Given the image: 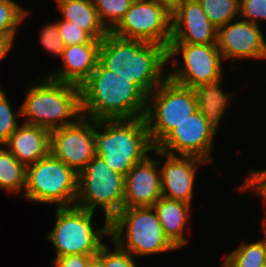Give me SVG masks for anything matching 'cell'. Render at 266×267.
I'll return each instance as SVG.
<instances>
[{"label":"cell","mask_w":266,"mask_h":267,"mask_svg":"<svg viewBox=\"0 0 266 267\" xmlns=\"http://www.w3.org/2000/svg\"><path fill=\"white\" fill-rule=\"evenodd\" d=\"M96 255H83V254H73L66 255L58 258H53L51 263L56 267H87V264Z\"/></svg>","instance_id":"836d02e7"},{"label":"cell","mask_w":266,"mask_h":267,"mask_svg":"<svg viewBox=\"0 0 266 267\" xmlns=\"http://www.w3.org/2000/svg\"><path fill=\"white\" fill-rule=\"evenodd\" d=\"M261 226H265V227H266V215H265L264 218H263V223H262Z\"/></svg>","instance_id":"74e56055"},{"label":"cell","mask_w":266,"mask_h":267,"mask_svg":"<svg viewBox=\"0 0 266 267\" xmlns=\"http://www.w3.org/2000/svg\"><path fill=\"white\" fill-rule=\"evenodd\" d=\"M222 79L224 77L193 88L197 99L198 111L205 116L209 127L215 134L218 133L221 120L223 121L224 114L227 113L229 104L234 99V93H225L221 84Z\"/></svg>","instance_id":"44dd1931"},{"label":"cell","mask_w":266,"mask_h":267,"mask_svg":"<svg viewBox=\"0 0 266 267\" xmlns=\"http://www.w3.org/2000/svg\"><path fill=\"white\" fill-rule=\"evenodd\" d=\"M6 92L0 86V145L2 146L21 124L20 107L14 112ZM18 116V117H17Z\"/></svg>","instance_id":"83f0119b"},{"label":"cell","mask_w":266,"mask_h":267,"mask_svg":"<svg viewBox=\"0 0 266 267\" xmlns=\"http://www.w3.org/2000/svg\"><path fill=\"white\" fill-rule=\"evenodd\" d=\"M80 99L81 114L95 121L142 118L147 109V96L99 61L80 86Z\"/></svg>","instance_id":"7a4b0ae2"},{"label":"cell","mask_w":266,"mask_h":267,"mask_svg":"<svg viewBox=\"0 0 266 267\" xmlns=\"http://www.w3.org/2000/svg\"><path fill=\"white\" fill-rule=\"evenodd\" d=\"M14 40L8 35L0 34V60L5 59L14 47Z\"/></svg>","instance_id":"e575fe53"},{"label":"cell","mask_w":266,"mask_h":267,"mask_svg":"<svg viewBox=\"0 0 266 267\" xmlns=\"http://www.w3.org/2000/svg\"><path fill=\"white\" fill-rule=\"evenodd\" d=\"M77 182L78 174L49 153L26 167L21 196L34 203L54 204L55 208L74 206Z\"/></svg>","instance_id":"52a82bcc"},{"label":"cell","mask_w":266,"mask_h":267,"mask_svg":"<svg viewBox=\"0 0 266 267\" xmlns=\"http://www.w3.org/2000/svg\"><path fill=\"white\" fill-rule=\"evenodd\" d=\"M106 69L135 84L146 96L166 78L167 49L143 40L124 39L109 32L101 39L99 60Z\"/></svg>","instance_id":"6da1fadb"},{"label":"cell","mask_w":266,"mask_h":267,"mask_svg":"<svg viewBox=\"0 0 266 267\" xmlns=\"http://www.w3.org/2000/svg\"><path fill=\"white\" fill-rule=\"evenodd\" d=\"M30 11L14 0H0V34L8 35L15 41L20 25Z\"/></svg>","instance_id":"484cf974"},{"label":"cell","mask_w":266,"mask_h":267,"mask_svg":"<svg viewBox=\"0 0 266 267\" xmlns=\"http://www.w3.org/2000/svg\"><path fill=\"white\" fill-rule=\"evenodd\" d=\"M197 110L194 89L167 77L147 96L144 119L152 145L155 147L173 128Z\"/></svg>","instance_id":"ba28073f"},{"label":"cell","mask_w":266,"mask_h":267,"mask_svg":"<svg viewBox=\"0 0 266 267\" xmlns=\"http://www.w3.org/2000/svg\"><path fill=\"white\" fill-rule=\"evenodd\" d=\"M159 157L162 196L192 204L198 167L208 162L198 157L171 155L160 150Z\"/></svg>","instance_id":"9a60e30c"},{"label":"cell","mask_w":266,"mask_h":267,"mask_svg":"<svg viewBox=\"0 0 266 267\" xmlns=\"http://www.w3.org/2000/svg\"><path fill=\"white\" fill-rule=\"evenodd\" d=\"M263 237L249 242L243 240L234 250L225 254L221 267H262L266 265V227ZM248 241V242H247Z\"/></svg>","instance_id":"603a6c76"},{"label":"cell","mask_w":266,"mask_h":267,"mask_svg":"<svg viewBox=\"0 0 266 267\" xmlns=\"http://www.w3.org/2000/svg\"><path fill=\"white\" fill-rule=\"evenodd\" d=\"M124 182L125 176L95 155L78 173L75 206L93 212L101 208L110 222L123 208Z\"/></svg>","instance_id":"9c48e42d"},{"label":"cell","mask_w":266,"mask_h":267,"mask_svg":"<svg viewBox=\"0 0 266 267\" xmlns=\"http://www.w3.org/2000/svg\"><path fill=\"white\" fill-rule=\"evenodd\" d=\"M50 153L77 174L96 155L94 120L79 117L73 124L50 132Z\"/></svg>","instance_id":"4fadbf2b"},{"label":"cell","mask_w":266,"mask_h":267,"mask_svg":"<svg viewBox=\"0 0 266 267\" xmlns=\"http://www.w3.org/2000/svg\"><path fill=\"white\" fill-rule=\"evenodd\" d=\"M197 2L217 29L239 18L240 0H197Z\"/></svg>","instance_id":"d4e9b609"},{"label":"cell","mask_w":266,"mask_h":267,"mask_svg":"<svg viewBox=\"0 0 266 267\" xmlns=\"http://www.w3.org/2000/svg\"><path fill=\"white\" fill-rule=\"evenodd\" d=\"M239 18L255 25L266 22V0H240Z\"/></svg>","instance_id":"1f68e13d"},{"label":"cell","mask_w":266,"mask_h":267,"mask_svg":"<svg viewBox=\"0 0 266 267\" xmlns=\"http://www.w3.org/2000/svg\"><path fill=\"white\" fill-rule=\"evenodd\" d=\"M191 206L189 203L168 199L163 196L153 205L165 236L178 250L185 247V245L187 246L189 242L185 236V233H187L185 231L187 228L189 233V226H191L189 223L191 222Z\"/></svg>","instance_id":"ffe728a7"},{"label":"cell","mask_w":266,"mask_h":267,"mask_svg":"<svg viewBox=\"0 0 266 267\" xmlns=\"http://www.w3.org/2000/svg\"><path fill=\"white\" fill-rule=\"evenodd\" d=\"M55 210L54 228L45 235L55 248L54 258L73 254L96 255L104 244L102 239L109 236V221L103 220L101 228H95L93 217L96 212L75 205L56 207Z\"/></svg>","instance_id":"8992f818"},{"label":"cell","mask_w":266,"mask_h":267,"mask_svg":"<svg viewBox=\"0 0 266 267\" xmlns=\"http://www.w3.org/2000/svg\"><path fill=\"white\" fill-rule=\"evenodd\" d=\"M178 56L182 63L176 60ZM172 59L175 61L172 62ZM224 62L217 44L170 43L167 64L172 63V69L167 71V77L180 85L194 88L223 77Z\"/></svg>","instance_id":"30bf717a"},{"label":"cell","mask_w":266,"mask_h":267,"mask_svg":"<svg viewBox=\"0 0 266 267\" xmlns=\"http://www.w3.org/2000/svg\"><path fill=\"white\" fill-rule=\"evenodd\" d=\"M136 163L126 174L124 182L123 208L153 207L162 196L161 172L159 169V150Z\"/></svg>","instance_id":"2e32d148"},{"label":"cell","mask_w":266,"mask_h":267,"mask_svg":"<svg viewBox=\"0 0 266 267\" xmlns=\"http://www.w3.org/2000/svg\"><path fill=\"white\" fill-rule=\"evenodd\" d=\"M110 32L117 37L143 40L167 49L172 38L171 14L154 0L133 1Z\"/></svg>","instance_id":"8fae6325"},{"label":"cell","mask_w":266,"mask_h":267,"mask_svg":"<svg viewBox=\"0 0 266 267\" xmlns=\"http://www.w3.org/2000/svg\"><path fill=\"white\" fill-rule=\"evenodd\" d=\"M59 35L64 46L84 43H101L94 39L87 31L65 20H57Z\"/></svg>","instance_id":"f546056e"},{"label":"cell","mask_w":266,"mask_h":267,"mask_svg":"<svg viewBox=\"0 0 266 267\" xmlns=\"http://www.w3.org/2000/svg\"><path fill=\"white\" fill-rule=\"evenodd\" d=\"M112 247L103 244L96 257L102 262V267H138L130 253L121 249L114 241L109 240Z\"/></svg>","instance_id":"f1b7e54d"},{"label":"cell","mask_w":266,"mask_h":267,"mask_svg":"<svg viewBox=\"0 0 266 267\" xmlns=\"http://www.w3.org/2000/svg\"><path fill=\"white\" fill-rule=\"evenodd\" d=\"M99 17L111 31L124 17L133 0H92Z\"/></svg>","instance_id":"4316f807"},{"label":"cell","mask_w":266,"mask_h":267,"mask_svg":"<svg viewBox=\"0 0 266 267\" xmlns=\"http://www.w3.org/2000/svg\"><path fill=\"white\" fill-rule=\"evenodd\" d=\"M61 20L74 23L94 39L101 40L110 31L101 21L92 0H54Z\"/></svg>","instance_id":"7402d4cb"},{"label":"cell","mask_w":266,"mask_h":267,"mask_svg":"<svg viewBox=\"0 0 266 267\" xmlns=\"http://www.w3.org/2000/svg\"><path fill=\"white\" fill-rule=\"evenodd\" d=\"M87 267H102V262L95 256L88 264Z\"/></svg>","instance_id":"8d00e7d4"},{"label":"cell","mask_w":266,"mask_h":267,"mask_svg":"<svg viewBox=\"0 0 266 267\" xmlns=\"http://www.w3.org/2000/svg\"><path fill=\"white\" fill-rule=\"evenodd\" d=\"M26 167L4 146L0 148V190L19 194L25 188Z\"/></svg>","instance_id":"cb8c5ba5"},{"label":"cell","mask_w":266,"mask_h":267,"mask_svg":"<svg viewBox=\"0 0 266 267\" xmlns=\"http://www.w3.org/2000/svg\"><path fill=\"white\" fill-rule=\"evenodd\" d=\"M172 14L185 0H154Z\"/></svg>","instance_id":"d590c367"},{"label":"cell","mask_w":266,"mask_h":267,"mask_svg":"<svg viewBox=\"0 0 266 267\" xmlns=\"http://www.w3.org/2000/svg\"><path fill=\"white\" fill-rule=\"evenodd\" d=\"M100 43H84L65 46L59 70L46 74L53 80L81 86L96 68Z\"/></svg>","instance_id":"ac0fdd59"},{"label":"cell","mask_w":266,"mask_h":267,"mask_svg":"<svg viewBox=\"0 0 266 267\" xmlns=\"http://www.w3.org/2000/svg\"><path fill=\"white\" fill-rule=\"evenodd\" d=\"M50 130L22 123L2 145L25 167L50 153Z\"/></svg>","instance_id":"d6986e66"},{"label":"cell","mask_w":266,"mask_h":267,"mask_svg":"<svg viewBox=\"0 0 266 267\" xmlns=\"http://www.w3.org/2000/svg\"><path fill=\"white\" fill-rule=\"evenodd\" d=\"M109 236L133 257L177 250L165 236L153 207L122 208L109 222Z\"/></svg>","instance_id":"5b68a950"},{"label":"cell","mask_w":266,"mask_h":267,"mask_svg":"<svg viewBox=\"0 0 266 267\" xmlns=\"http://www.w3.org/2000/svg\"><path fill=\"white\" fill-rule=\"evenodd\" d=\"M40 44L44 47V50L50 55L60 58L62 57L64 44L62 42L61 36L59 35L57 22L47 23L41 27L38 33Z\"/></svg>","instance_id":"4dcf8cb0"},{"label":"cell","mask_w":266,"mask_h":267,"mask_svg":"<svg viewBox=\"0 0 266 267\" xmlns=\"http://www.w3.org/2000/svg\"><path fill=\"white\" fill-rule=\"evenodd\" d=\"M249 174L245 177V181L241 183V185L236 187V191H240V193H245L247 190L253 191L254 195L256 193L257 197L264 199V204L266 206V168L261 170H249Z\"/></svg>","instance_id":"d6a6232c"},{"label":"cell","mask_w":266,"mask_h":267,"mask_svg":"<svg viewBox=\"0 0 266 267\" xmlns=\"http://www.w3.org/2000/svg\"><path fill=\"white\" fill-rule=\"evenodd\" d=\"M32 80L20 105L23 123L53 130L73 124L81 114L80 87L47 75Z\"/></svg>","instance_id":"3957f363"},{"label":"cell","mask_w":266,"mask_h":267,"mask_svg":"<svg viewBox=\"0 0 266 267\" xmlns=\"http://www.w3.org/2000/svg\"><path fill=\"white\" fill-rule=\"evenodd\" d=\"M260 25L237 18L217 29V47L225 63L229 60H266V38Z\"/></svg>","instance_id":"5bb4252c"},{"label":"cell","mask_w":266,"mask_h":267,"mask_svg":"<svg viewBox=\"0 0 266 267\" xmlns=\"http://www.w3.org/2000/svg\"><path fill=\"white\" fill-rule=\"evenodd\" d=\"M96 155L123 176L154 149L144 117L94 120Z\"/></svg>","instance_id":"277c9868"},{"label":"cell","mask_w":266,"mask_h":267,"mask_svg":"<svg viewBox=\"0 0 266 267\" xmlns=\"http://www.w3.org/2000/svg\"><path fill=\"white\" fill-rule=\"evenodd\" d=\"M170 43L217 44V28L197 0H185L172 14Z\"/></svg>","instance_id":"e0dca14e"},{"label":"cell","mask_w":266,"mask_h":267,"mask_svg":"<svg viewBox=\"0 0 266 267\" xmlns=\"http://www.w3.org/2000/svg\"><path fill=\"white\" fill-rule=\"evenodd\" d=\"M216 134L198 110L173 128L155 148L171 155L194 156L214 163Z\"/></svg>","instance_id":"7c38bea8"}]
</instances>
